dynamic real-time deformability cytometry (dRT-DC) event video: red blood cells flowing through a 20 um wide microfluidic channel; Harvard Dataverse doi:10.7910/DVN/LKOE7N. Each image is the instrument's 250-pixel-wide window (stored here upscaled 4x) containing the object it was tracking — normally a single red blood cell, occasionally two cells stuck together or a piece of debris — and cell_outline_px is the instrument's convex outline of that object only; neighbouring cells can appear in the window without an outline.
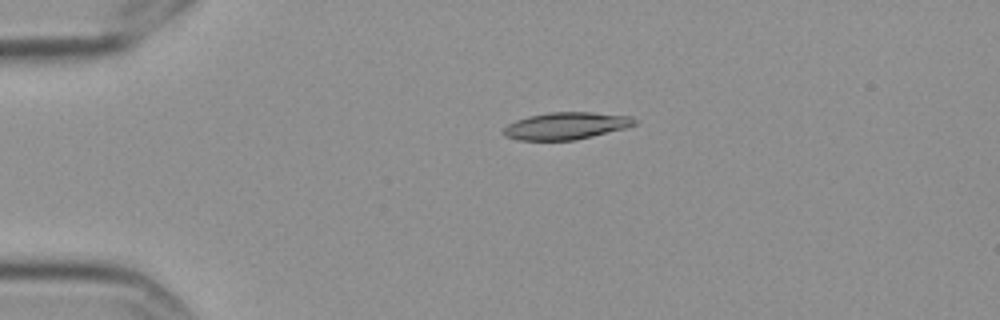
{"species": "Egyptian fruit bat (a non-hibernating species)", "species_latin": "Rousettus aegyptiacus", "temperature_condition": "cold", "stored_images_in_passage": 15, "camera_frame_rate_fps": 3000, "um_per_image_px": 0.085, "frame": {"image": 1, "passage_image": 4, "time_ms": 1.0, "image_size_px": [1000, 320], "cell_outline_px": [[636, 124], [628, 128], [576, 140], [516, 140], [504, 136], [500, 132], [508, 124], [516, 120], [528, 116], [548, 112], [592, 112], [632, 116], [636, 120]], "centroid_in_image_um": [48.11, 10.7], "position_along_channel_um": 36.9, "area_um2": 21.04}}
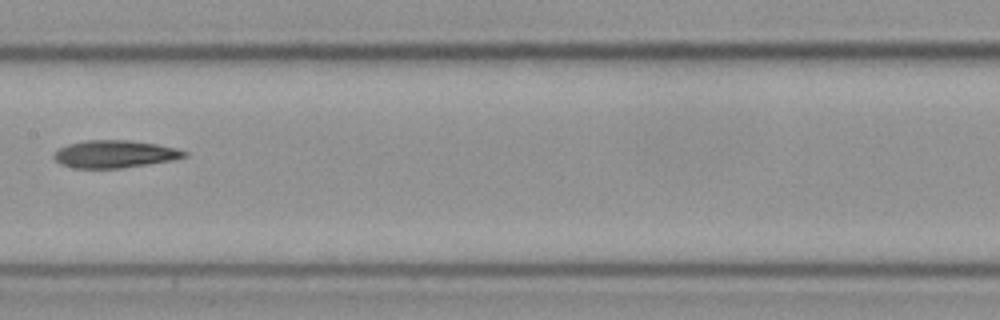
{"frame": {"image": 2, "passage_image": 8, "time_ms": 2.333, "image_size_px": [1000, 320], "cell_outline_px": [[188, 156], [172, 160], [148, 164], [120, 168], [72, 168], [60, 164], [52, 156], [60, 148], [68, 144], [84, 140], [128, 140], [156, 144], [176, 148], [188, 152]], "centroid_in_image_um": [9.75, 13.09], "position_along_channel_um": 197.7, "area_um2": 20.87}}
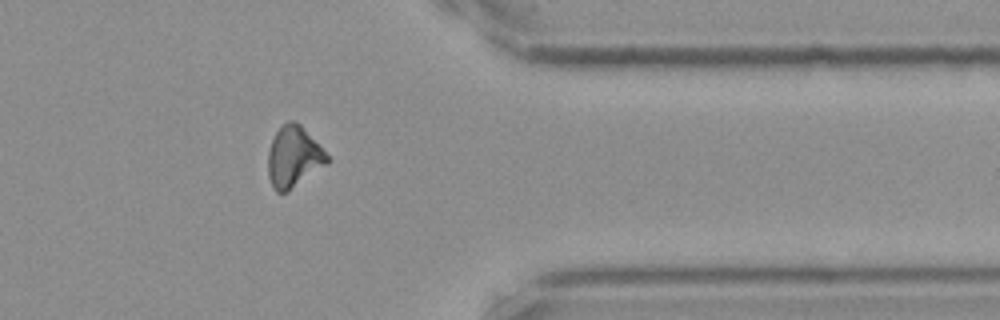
{"frame": {"image": 3, "passage_image": 13, "time_ms": 4.0, "image_size_px": [1000, 320], "cell_outline_px": [[328, 164], [288, 192], [276, 192], [268, 176], [268, 152], [272, 140], [276, 132], [288, 120], [296, 120], [300, 124], [328, 156]], "centroid_in_image_um": [24.95, 13.35], "position_along_channel_um": 386.4, "area_um2": 20.87}}